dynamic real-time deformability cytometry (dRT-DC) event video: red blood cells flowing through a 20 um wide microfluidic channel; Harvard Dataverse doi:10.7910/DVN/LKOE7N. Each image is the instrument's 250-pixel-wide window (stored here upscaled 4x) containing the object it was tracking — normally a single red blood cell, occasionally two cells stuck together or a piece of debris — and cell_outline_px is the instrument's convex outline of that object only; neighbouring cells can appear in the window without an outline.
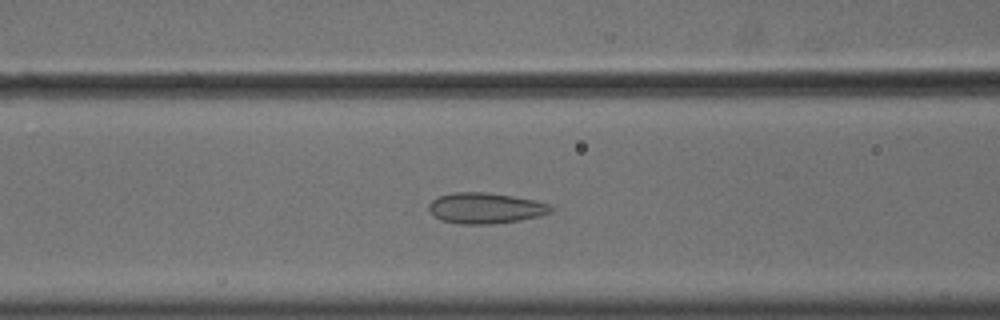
{"species": "common noctule bat (a hibernating species)", "species_latin": "Nyctalus noctula", "temperature_condition": "cold", "stored_images_in_passage": 47, "camera_frame_rate_fps": 3000, "um_per_image_px": 0.085, "animal": {"sex": "male", "body_mass_g": 18.8}, "frame": {"image": 1, "passage_image": 15, "time_ms": 4.667, "image_size_px": [1000, 320], "cell_outline_px": [[552, 212], [540, 216], [520, 220], [492, 224], [460, 224], [440, 220], [432, 216], [428, 212], [428, 204], [432, 200], [440, 196], [452, 192], [484, 192], [512, 196], [536, 200], [548, 204], [552, 208]], "centroid_in_image_um": [41.22, 17.7], "position_along_channel_um": 125.4, "area_um2": 22.08}}
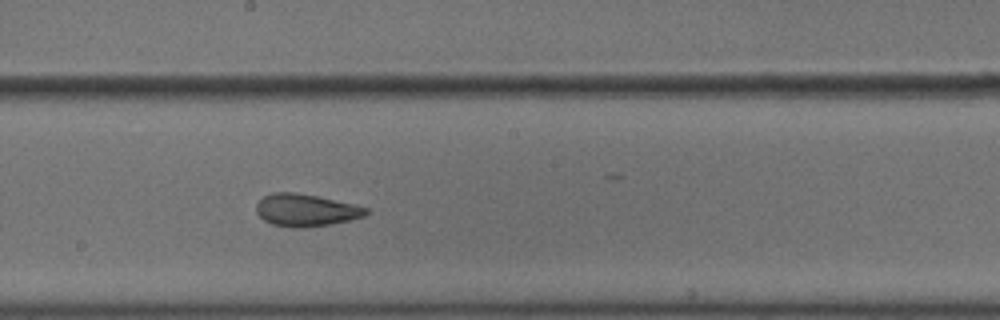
{"frame": {"image": 2, "passage_image": 23, "time_ms": 7.333, "image_size_px": [1000, 320], "cell_outline_px": [[372, 212], [364, 216], [332, 224], [296, 228], [292, 228], [272, 224], [264, 220], [256, 212], [256, 204], [264, 196], [272, 192], [296, 192], [356, 204], [368, 208]], "centroid_in_image_um": [26.01, 17.86], "position_along_channel_um": 222.2, "area_um2": 20.75}}
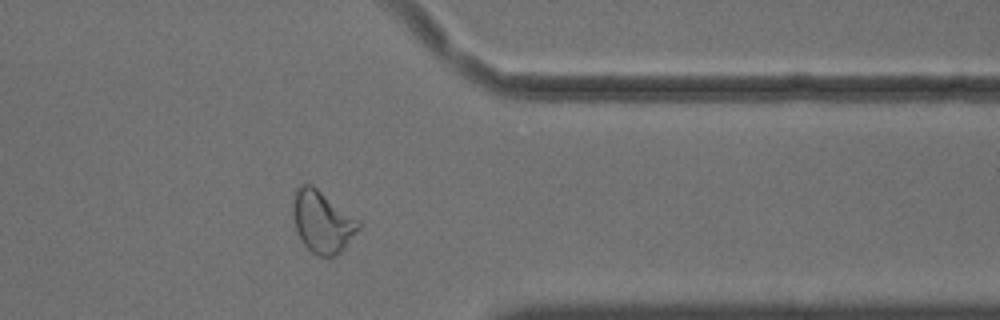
{"frame": {"image": 3, "passage_image": 37, "time_ms": 12.0, "image_size_px": [1000, 320], "cell_outline_px": [[360, 228], [344, 248], [340, 252], [332, 256], [316, 256], [304, 244], [296, 228], [292, 212], [296, 188], [300, 184], [312, 184], [360, 220]], "centroid_in_image_um": [27.41, 18.83], "position_along_channel_um": 384.0, "area_um2": 23.52}, "authors_computed_cell_mechanics": {"area_um2": 23.12, "velocity_mm_per_s": 3.6248, "shape_relaxation_time_tau1_ms": null, "shape_relaxation_time_tau2_ms": 1.41, "deformation_change_tau1": null, "deformation_change_tau2": 0.0651}}